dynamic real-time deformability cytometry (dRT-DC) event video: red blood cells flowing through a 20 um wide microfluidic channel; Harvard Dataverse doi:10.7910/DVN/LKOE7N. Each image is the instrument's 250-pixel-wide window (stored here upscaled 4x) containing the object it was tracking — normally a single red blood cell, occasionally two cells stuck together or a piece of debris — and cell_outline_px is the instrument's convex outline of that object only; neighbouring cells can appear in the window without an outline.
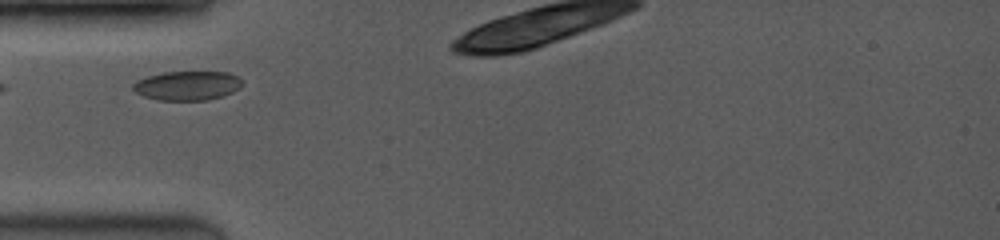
{"species": "common noctule bat (a hibernating species)", "species_latin": "Nyctalus noctula", "temperature_condition": "room temperature", "stored_images_in_passage": 7, "camera_frame_rate_fps": 3500, "um_per_image_px": 0.085, "animal": {"sex": "female", "body_mass_g": 19.0, "forearm_length_mm": 53.3}, "frame": {"image": 1, "passage_image": 1, "time_ms": 0.0, "image_size_px": [1000, 240], "cell_outline_px": [[244, 80], [240, 88], [224, 96], [208, 100], [160, 100], [144, 96], [136, 92], [132, 88], [132, 84], [136, 80], [148, 76], [164, 72], [228, 72], [240, 76]], "centroid_in_image_um": [15.97, 7.27], "position_along_channel_um": 69.0, "area_um2": 18.79}}